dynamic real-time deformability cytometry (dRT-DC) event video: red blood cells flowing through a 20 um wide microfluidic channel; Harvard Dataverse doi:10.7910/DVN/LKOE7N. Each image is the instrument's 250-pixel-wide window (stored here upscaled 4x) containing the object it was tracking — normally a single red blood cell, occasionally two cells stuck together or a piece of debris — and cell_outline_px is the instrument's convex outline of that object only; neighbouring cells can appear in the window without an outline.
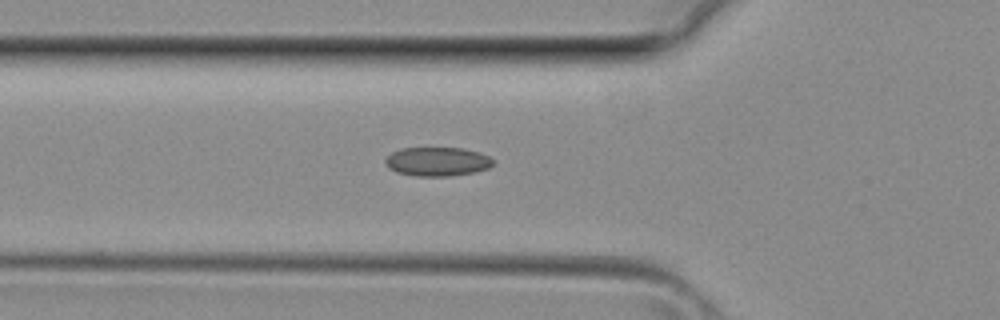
{"species": "common noctule bat (a hibernating species)", "species_latin": "Nyctalus noctula", "temperature_condition": "room temperature", "stored_images_in_passage": 37, "segment_of_instrument_passage": [1, 2], "camera_frame_rate_fps": 3000, "um_per_image_px": 0.085, "animal": {"sex": "female", "body_mass_g": 29.2, "forearm_length_mm": 56.3}, "frame": {"image": 1, "passage_image": 11, "time_ms": 3.333, "image_size_px": [1000, 320], "cell_outline_px": [[492, 164], [488, 168], [472, 172], [452, 176], [416, 176], [396, 172], [388, 168], [384, 160], [392, 152], [400, 148], [464, 148], [480, 152], [488, 156], [492, 160]], "centroid_in_image_um": [37.14, 13.73], "position_along_channel_um": 88.7, "area_um2": 18.15}}
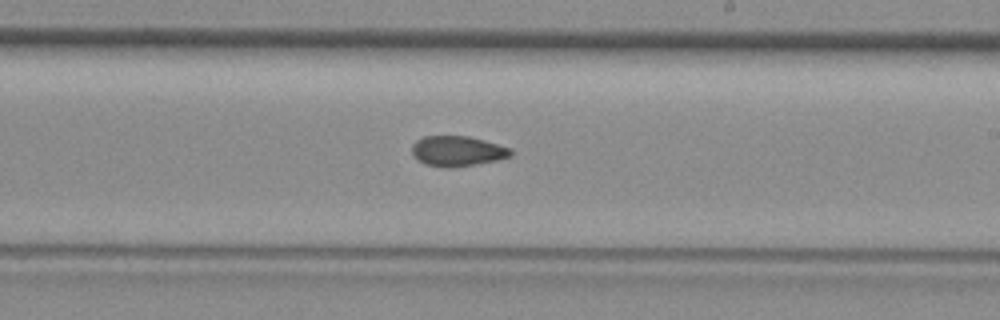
{"frame": {"image": 2, "passage_image": 20, "time_ms": 6.333, "image_size_px": [1000, 320], "cell_outline_px": [[512, 156], [496, 160], [476, 164], [452, 168], [444, 168], [424, 164], [412, 152], [412, 144], [416, 140], [424, 136], [468, 136], [484, 140], [512, 148]], "centroid_in_image_um": [38.89, 12.84], "position_along_channel_um": 250.1, "area_um2": 17.46}}
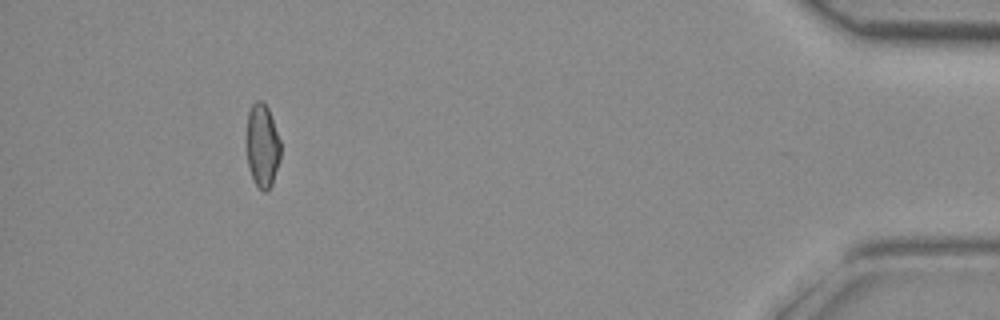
{"frame": {"image": 3, "passage_image": 33, "time_ms": 10.667, "image_size_px": [1000, 320], "cell_outline_px": [[280, 160], [272, 184], [268, 192], [264, 192], [256, 184], [252, 176], [248, 164], [244, 144], [248, 112], [252, 104], [256, 100], [260, 100], [268, 108], [280, 140]], "centroid_in_image_um": [22.27, 12.38], "position_along_channel_um": 412.9, "area_um2": 16.94}}